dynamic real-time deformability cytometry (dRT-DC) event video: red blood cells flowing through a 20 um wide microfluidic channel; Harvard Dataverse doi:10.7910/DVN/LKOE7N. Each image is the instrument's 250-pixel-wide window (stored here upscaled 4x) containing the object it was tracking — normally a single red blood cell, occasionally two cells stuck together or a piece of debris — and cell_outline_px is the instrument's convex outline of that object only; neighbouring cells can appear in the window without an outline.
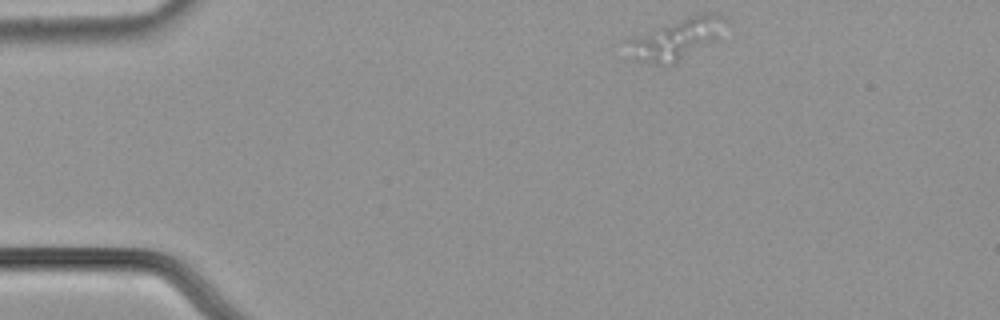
{"species": "common noctule bat (a hibernating species)", "species_latin": "Nyctalus noctula", "temperature_condition": "cold", "stored_images_in_passage": 47, "camera_frame_rate_fps": 3000, "um_per_image_px": 0.085, "animal": {"sex": "male", "body_mass_g": 21.5, "forearm_length_mm": 52.0}, "frame": {"image": 1, "passage_image": 1, "time_ms": 0.0, "image_size_px": [1000, 320], "cell_outline_px": [[728, 20], [720, 40], [676, 64], [652, 64], [632, 60], [624, 40], [688, 16], [700, 12], [716, 12], [724, 16]], "centroid_in_image_um": [57.58, 3.32], "position_along_channel_um": 27.4, "area_um2": 24.33}}
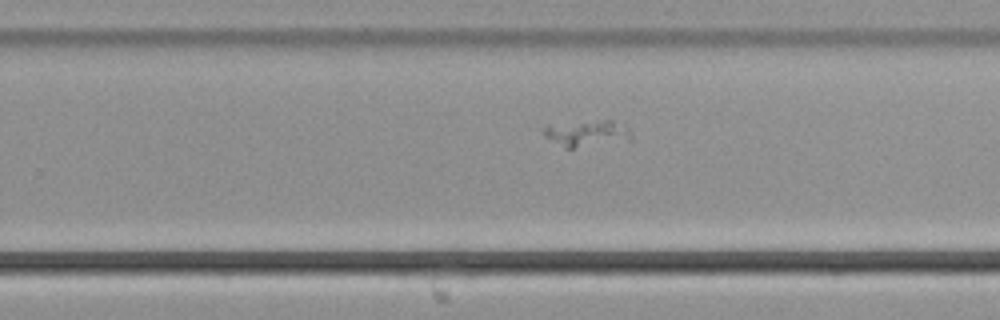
{"frame": {"image": 2, "passage_image": 27, "time_ms": 8.667, "image_size_px": [1000, 320], "cell_outline_px": [[632, 140], [572, 148], [564, 148], [544, 136], [540, 132], [548, 124], [604, 120], [612, 120], [628, 128], [632, 132]], "centroid_in_image_um": [49.87, 11.34], "position_along_channel_um": 279.9, "area_um2": 13.58}}
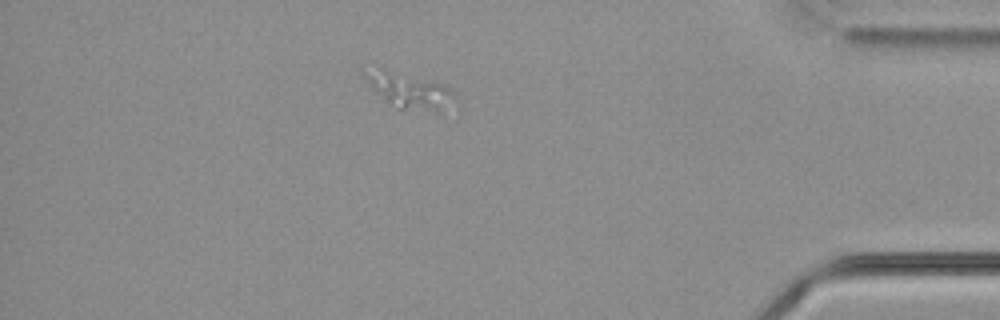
{"frame": {"image": 3, "passage_image": 40, "time_ms": 13.0, "image_size_px": [1000, 320], "cell_outline_px": [[460, 108], [396, 108], [384, 100], [372, 88], [364, 76], [380, 64], [440, 84], [448, 88], [460, 100]], "centroid_in_image_um": [34.84, 7.64], "position_along_channel_um": 400.4, "area_um2": 18.55}}